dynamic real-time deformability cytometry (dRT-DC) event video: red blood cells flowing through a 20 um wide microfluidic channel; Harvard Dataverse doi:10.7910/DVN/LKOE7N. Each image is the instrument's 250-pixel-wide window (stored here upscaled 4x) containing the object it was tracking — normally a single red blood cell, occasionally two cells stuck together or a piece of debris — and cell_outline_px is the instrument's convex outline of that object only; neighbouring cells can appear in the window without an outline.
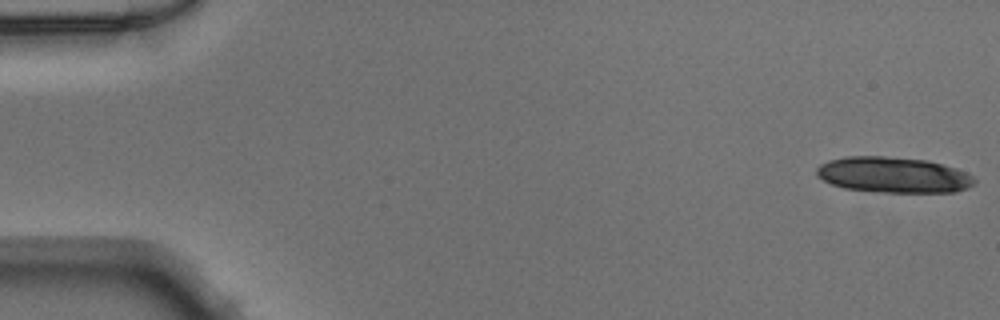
{"species": "Egyptian fruit bat (a non-hibernating species)", "species_latin": "Rousettus aegyptiacus", "temperature_condition": "warm", "stored_images_in_passage": 22, "camera_frame_rate_fps": 3000, "um_per_image_px": 0.085, "animal": {"sex": "male"}, "frame": {"image": 1, "passage_image": 1, "time_ms": 0.0, "image_size_px": [1000, 320], "cell_outline_px": [[976, 184], [968, 188], [956, 192], [884, 192], [844, 188], [832, 184], [816, 176], [816, 168], [820, 164], [828, 160], [844, 156], [884, 156], [928, 160], [956, 168], [972, 176], [976, 180]], "centroid_in_image_um": [75.93, 14.86], "position_along_channel_um": 9.1, "area_um2": 33.0}}
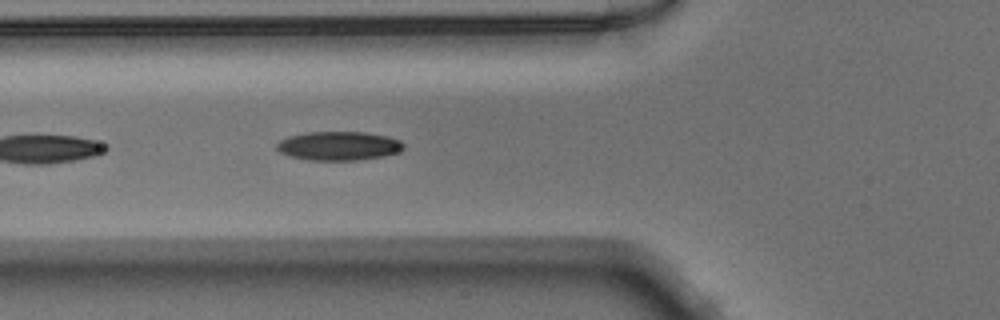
{"frame": {"image": 2, "passage_image": 19, "time_ms": 6.0, "image_size_px": [1000, 320], "cell_outline_px": [[404, 148], [400, 152], [380, 156], [356, 160], [308, 160], [288, 156], [280, 152], [276, 148], [276, 144], [280, 140], [288, 136], [308, 132], [364, 132], [388, 136], [400, 140], [404, 144]], "centroid_in_image_um": [28.77, 12.39], "position_along_channel_um": 97.0, "area_um2": 21.39}}